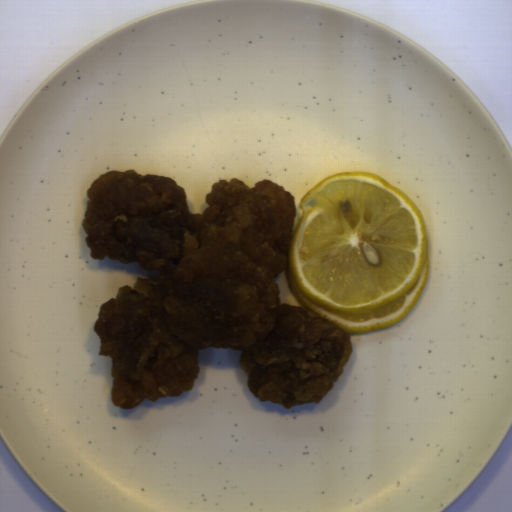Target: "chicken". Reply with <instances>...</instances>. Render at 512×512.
<instances>
[{"label":"chicken","instance_id":"ae283196","mask_svg":"<svg viewBox=\"0 0 512 512\" xmlns=\"http://www.w3.org/2000/svg\"><path fill=\"white\" fill-rule=\"evenodd\" d=\"M89 257L136 263L137 278L100 305L93 328L111 359V403L193 391L203 348L240 352L247 386L283 408L320 403L350 361L349 333L312 311L281 304L278 283L293 241L296 202L262 178H219L192 213L174 178L109 170L85 190Z\"/></svg>","mask_w":512,"mask_h":512}]
</instances>
